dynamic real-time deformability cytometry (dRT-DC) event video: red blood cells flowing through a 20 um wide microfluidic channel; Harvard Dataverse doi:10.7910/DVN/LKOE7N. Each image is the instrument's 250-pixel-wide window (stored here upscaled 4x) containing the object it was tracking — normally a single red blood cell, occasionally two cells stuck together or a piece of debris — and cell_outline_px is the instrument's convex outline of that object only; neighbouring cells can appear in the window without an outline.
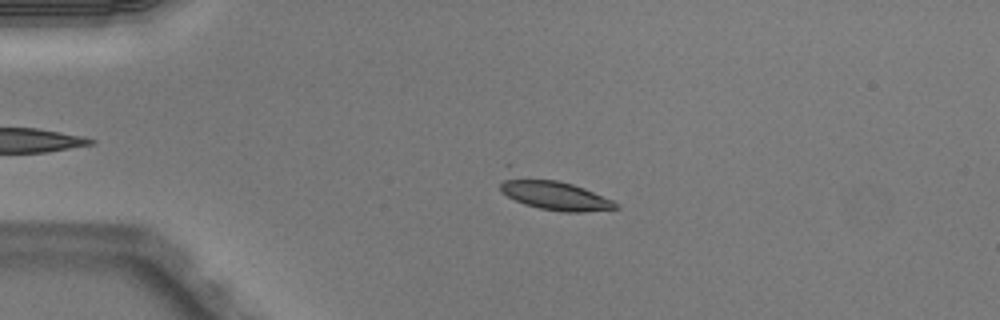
{"species": "Egyptian fruit bat (a non-hibernating species)", "species_latin": "Rousettus aegyptiacus", "temperature_condition": "warm", "stored_images_in_passage": 51, "camera_frame_rate_fps": 3000, "um_per_image_px": 0.085, "animal": {"sex": "male"}, "frame": {"image": 1, "passage_image": 12, "time_ms": 3.667, "image_size_px": [1000, 320], "cell_outline_px": [[620, 208], [580, 212], [560, 212], [540, 208], [524, 204], [500, 192], [500, 184], [504, 180], [512, 176], [516, 176], [556, 180], [572, 184], [584, 188], [612, 200], [620, 204]], "centroid_in_image_um": [47.15, 16.59], "position_along_channel_um": 37.8, "area_um2": 19.65}}
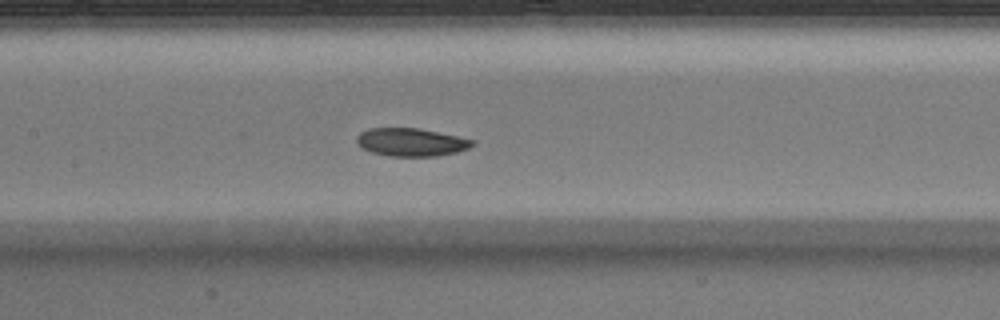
{"frame": {"image": 2, "passage_image": 25, "time_ms": 8.0, "image_size_px": [1000, 320], "cell_outline_px": [[476, 144], [468, 148], [456, 152], [436, 156], [388, 156], [372, 152], [364, 148], [356, 140], [356, 136], [360, 132], [368, 128], [420, 128], [476, 140]], "centroid_in_image_um": [34.97, 12.07], "position_along_channel_um": 172.4, "area_um2": 18.9}}
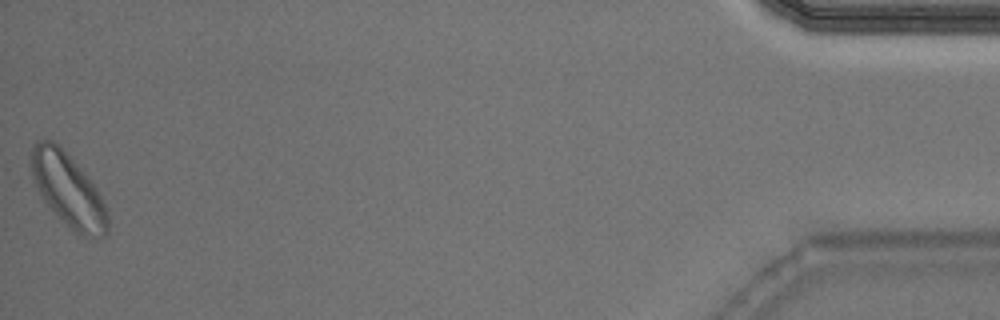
{"frame": {"image": 3, "passage_image": 51, "time_ms": 16.667, "image_size_px": [1000, 320], "cell_outline_px": [[108, 232], [104, 236], [80, 236], [44, 200], [32, 176], [28, 164], [28, 156], [32, 144], [36, 140], [52, 140], [60, 144], [84, 172], [96, 188], [108, 212]], "centroid_in_image_um": [5.75, 16.05], "position_along_channel_um": 429.4, "area_um2": 32.43}, "authors_computed_cell_mechanics": {"area_um2": 19.5364, "velocity_mm_per_s": 3.9974, "shape_relaxation_time_tau1_ms": 3.632, "shape_relaxation_time_tau2_ms": null, "deformation_change_tau1": 0.0968, "deformation_change_tau2": null}}